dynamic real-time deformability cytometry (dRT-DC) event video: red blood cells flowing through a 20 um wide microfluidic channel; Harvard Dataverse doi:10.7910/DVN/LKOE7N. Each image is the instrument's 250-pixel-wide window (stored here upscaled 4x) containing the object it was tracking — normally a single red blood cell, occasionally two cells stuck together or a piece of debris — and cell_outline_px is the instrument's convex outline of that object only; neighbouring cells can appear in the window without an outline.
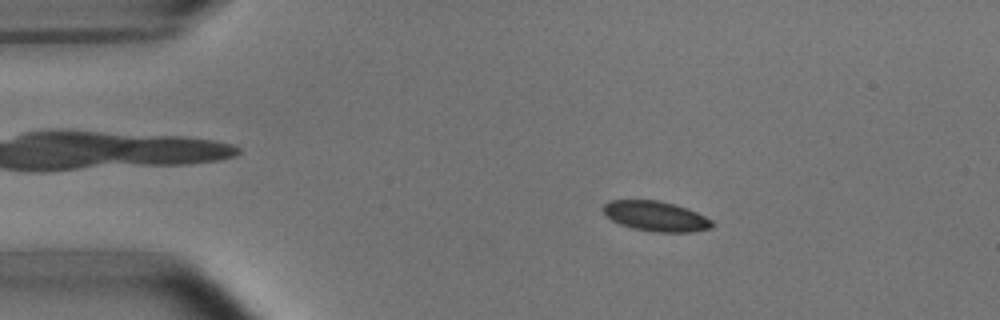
{"species": "common noctule bat (a hibernating species)", "species_latin": "Nyctalus noctula", "temperature_condition": "room temperature", "stored_images_in_passage": 53, "camera_frame_rate_fps": 3000, "um_per_image_px": 0.085, "animal": {"sex": "male", "body_mass_g": 15.6}, "frame": {"image": 1, "passage_image": 9, "time_ms": 2.667, "image_size_px": [1000, 320], "cell_outline_px": [[712, 228], [692, 232], [652, 232], [632, 228], [620, 224], [612, 220], [600, 208], [608, 200], [656, 200], [676, 204], [688, 208], [712, 220]], "centroid_in_image_um": [55.73, 18.37], "position_along_channel_um": 29.3, "area_um2": 19.19}}
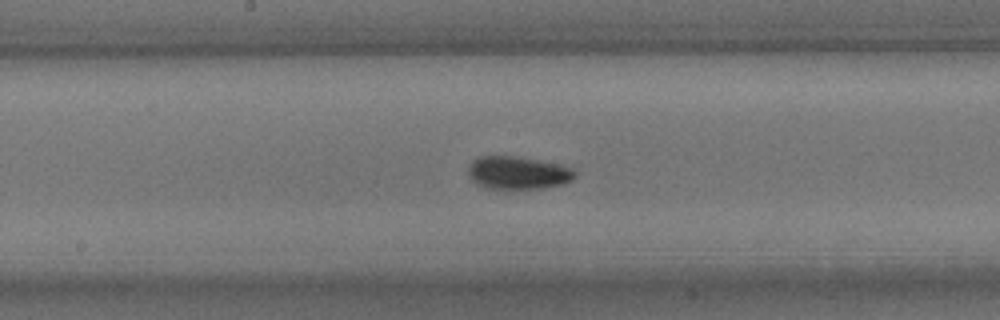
{"frame": {"image": 2, "passage_image": 27, "time_ms": 8.667, "image_size_px": [1000, 320], "cell_outline_px": [[576, 176], [572, 180], [564, 184], [544, 188], [484, 188], [476, 184], [472, 180], [468, 172], [468, 168], [472, 160], [476, 156], [512, 156], [536, 160], [556, 164], [572, 168], [576, 172]], "centroid_in_image_um": [44.0, 14.69], "position_along_channel_um": 204.2, "area_um2": 20.35}}
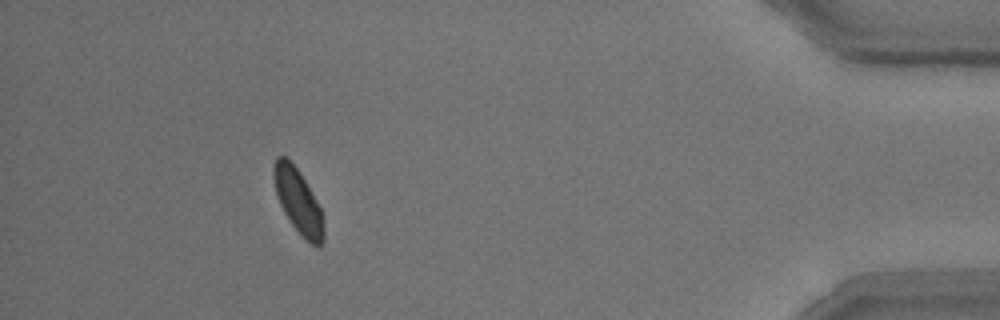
{"frame": {"image": 3, "passage_image": 48, "time_ms": 15.667, "image_size_px": [1000, 320], "cell_outline_px": [[324, 240], [320, 248], [316, 248], [292, 224], [284, 212], [276, 196], [272, 176], [272, 164], [276, 156], [288, 156], [304, 180], [320, 208], [324, 228]], "centroid_in_image_um": [25.3, 17.05], "position_along_channel_um": 409.9, "area_um2": 18.61}, "authors_computed_cell_mechanics": {"area_um2": 19.2474, "velocity_mm_per_s": 3.7575, "shape_relaxation_time_tau1_ms": 2.0877, "shape_relaxation_time_tau2_ms": 1.2212, "deformation_change_tau1": 0.0628, "deformation_change_tau2": 0.0423}}